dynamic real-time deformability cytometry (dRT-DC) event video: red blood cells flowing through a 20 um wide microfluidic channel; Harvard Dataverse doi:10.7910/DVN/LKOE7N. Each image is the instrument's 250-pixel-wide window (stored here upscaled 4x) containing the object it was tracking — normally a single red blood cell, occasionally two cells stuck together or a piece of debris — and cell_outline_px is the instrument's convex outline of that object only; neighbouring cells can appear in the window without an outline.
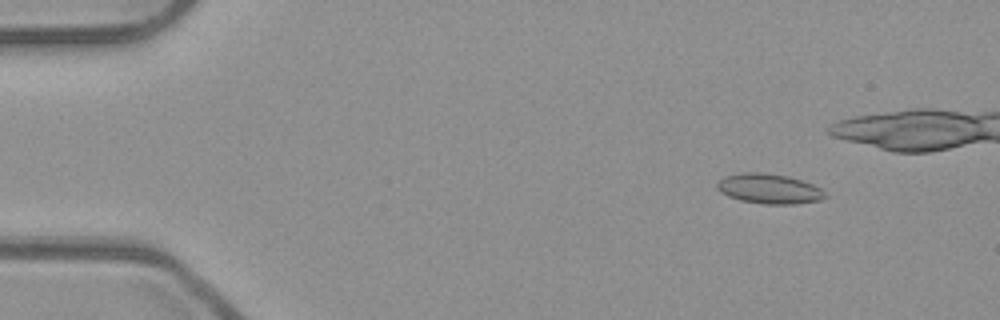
{"species": "common noctule bat (a hibernating species)", "species_latin": "Nyctalus noctula", "temperature_condition": "room temperature", "stored_images_in_passage": 41, "camera_frame_rate_fps": 3000, "um_per_image_px": 0.085, "animal": {"sex": "male", "body_mass_g": 23.1, "forearm_length_mm": 52.7}, "frame": {"image": 1, "passage_image": 5, "time_ms": 1.333, "image_size_px": [1000, 320], "cell_outline_px": [[828, 196], [820, 200], [792, 204], [764, 204], [740, 200], [728, 196], [720, 192], [716, 188], [716, 184], [724, 176], [740, 172], [764, 172], [788, 176], [812, 184], [820, 188]], "centroid_in_image_um": [65.34, 16.03], "position_along_channel_um": 19.7, "area_um2": 18.9}}
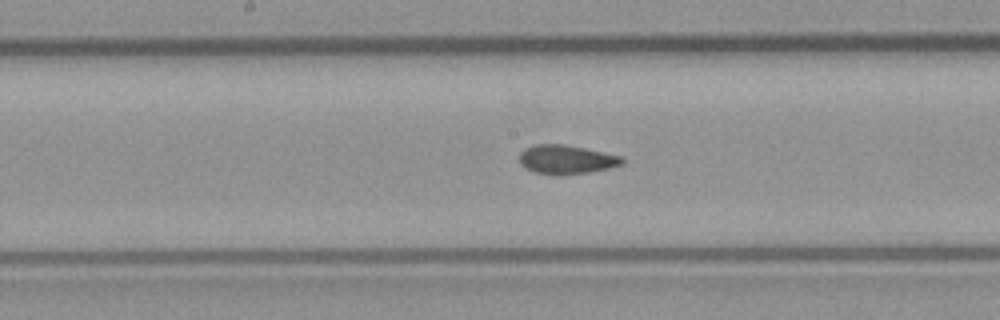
{"frame": {"image": 2, "passage_image": 26, "time_ms": 8.333, "image_size_px": [1000, 320], "cell_outline_px": [[624, 164], [608, 168], [588, 172], [560, 176], [556, 176], [536, 172], [524, 168], [520, 164], [520, 152], [524, 148], [536, 144], [564, 144], [624, 156]], "centroid_in_image_um": [48.14, 13.56], "position_along_channel_um": 200.1, "area_um2": 17.57}}
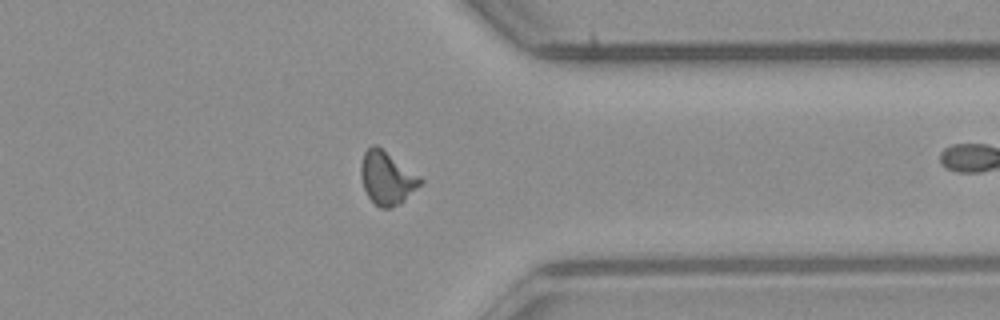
{"frame": {"image": 3, "passage_image": 40, "time_ms": 13.0, "image_size_px": [1000, 320], "cell_outline_px": [[424, 180], [400, 204], [392, 208], [380, 208], [368, 196], [364, 188], [360, 176], [360, 164], [364, 152], [372, 144], [376, 144], [420, 176]], "centroid_in_image_um": [32.86, 15.12], "position_along_channel_um": 378.5, "area_um2": 18.26}}